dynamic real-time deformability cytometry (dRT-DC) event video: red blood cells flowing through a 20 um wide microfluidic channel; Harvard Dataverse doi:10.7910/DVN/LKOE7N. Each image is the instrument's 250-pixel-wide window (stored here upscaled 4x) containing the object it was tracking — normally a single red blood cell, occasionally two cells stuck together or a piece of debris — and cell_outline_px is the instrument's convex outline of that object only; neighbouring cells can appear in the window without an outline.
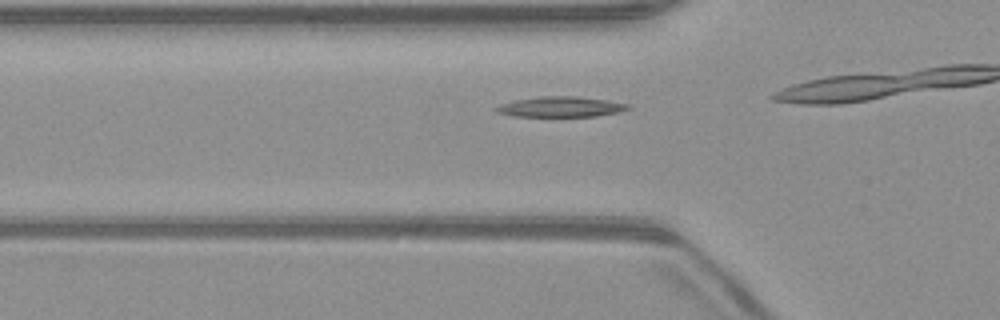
{"species": "common noctule bat (a hibernating species)", "species_latin": "Nyctalus noctula", "temperature_condition": "warm", "stored_images_in_passage": 10, "camera_frame_rate_fps": 3000, "um_per_image_px": 0.085, "animal": {"sex": "male", "body_mass_g": 23.1, "forearm_length_mm": 52.7}, "frame": {"image": 1, "passage_image": 6, "time_ms": 1.667, "image_size_px": [1000, 320], "cell_outline_px": [[632, 108], [620, 112], [596, 116], [512, 116], [496, 112], [492, 108], [500, 104], [516, 100], [540, 96], [576, 96], [632, 104]], "centroid_in_image_um": [47.67, 9.08], "position_along_channel_um": 78.1, "area_um2": 15.72}}
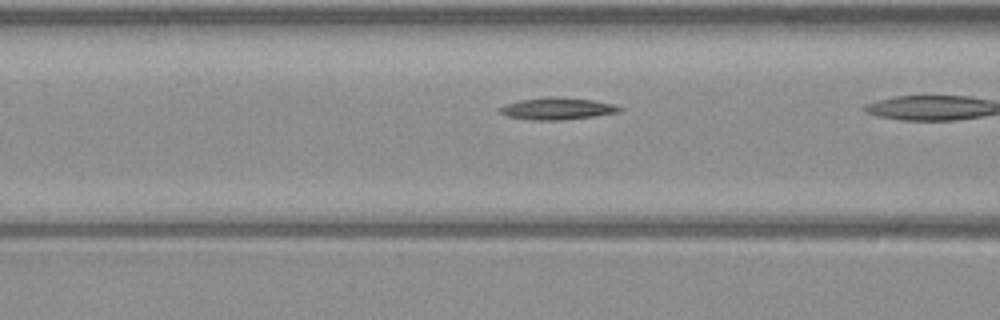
{"frame": {"image": 2, "passage_image": 9, "time_ms": 2.667, "image_size_px": [1000, 320], "cell_outline_px": [[624, 108], [620, 112], [564, 120], [532, 120], [508, 116], [500, 112], [496, 108], [504, 104], [520, 100], [548, 96], [552, 96], [592, 100], [612, 104]], "centroid_in_image_um": [47.32, 9.23], "position_along_channel_um": 119.3, "area_um2": 15.32}}